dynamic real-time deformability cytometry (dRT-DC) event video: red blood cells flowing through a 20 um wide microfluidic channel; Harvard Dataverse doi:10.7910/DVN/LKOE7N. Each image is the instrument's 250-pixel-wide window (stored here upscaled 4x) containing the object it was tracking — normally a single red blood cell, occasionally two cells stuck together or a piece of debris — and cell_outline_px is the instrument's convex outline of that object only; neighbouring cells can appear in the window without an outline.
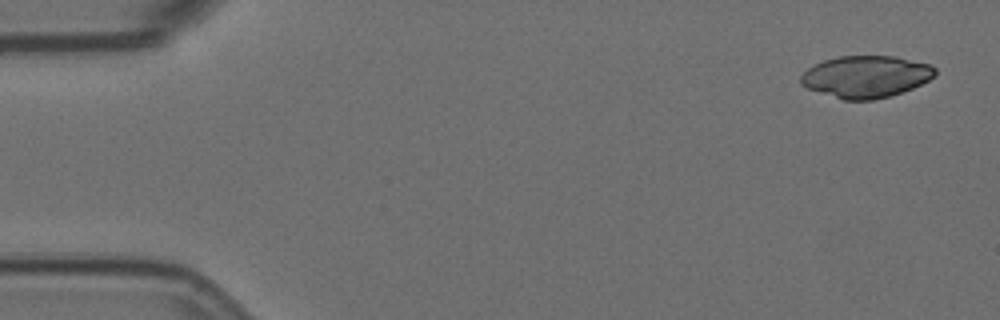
{"species": "Egyptian fruit bat (a non-hibernating species)", "species_latin": "Rousettus aegyptiacus", "temperature_condition": "room temperature", "stored_images_in_passage": 2, "segment_of_instrument_passage": [2, 2], "camera_frame_rate_fps": 3000, "um_per_image_px": 0.085, "animal": {"sex": "female"}, "frame": {"image": 1, "passage_image": 2, "time_ms": 0.333, "image_size_px": [1000, 320], "cell_outline_px": [[936, 76], [912, 88], [888, 96], [872, 100], [844, 100], [808, 88], [800, 84], [800, 76], [812, 64], [824, 60], [840, 56], [896, 56], [932, 64], [936, 68]], "centroid_in_image_um": [73.61, 6.5], "position_along_channel_um": 11.4, "area_um2": 32.83}}